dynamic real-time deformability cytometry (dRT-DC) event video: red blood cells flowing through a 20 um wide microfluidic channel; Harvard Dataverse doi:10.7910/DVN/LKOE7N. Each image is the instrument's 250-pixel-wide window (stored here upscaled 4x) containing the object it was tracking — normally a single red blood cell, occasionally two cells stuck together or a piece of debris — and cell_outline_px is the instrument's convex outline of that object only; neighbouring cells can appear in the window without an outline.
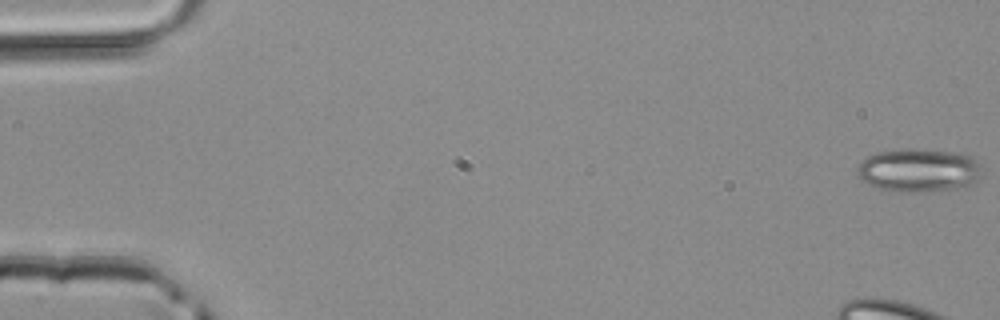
{"species": "common noctule bat (a hibernating species)", "species_latin": "Nyctalus noctula", "temperature_condition": "room temperature", "stored_images_in_passage": 49, "camera_frame_rate_fps": 3000, "um_per_image_px": 0.085, "animal": {"sex": "male", "body_mass_g": 20.4}, "frame": {"image": 1, "passage_image": 1, "time_ms": 0.0, "image_size_px": [1000, 320], "cell_outline_px": [[980, 176], [976, 180], [968, 184], [952, 188], [924, 192], [900, 192], [876, 188], [868, 184], [856, 172], [860, 164], [868, 156], [880, 152], [900, 148], [912, 148], [952, 152], [972, 156], [980, 164]], "centroid_in_image_um": [78.07, 14.46], "position_along_channel_um": 6.9, "area_um2": 31.21}}